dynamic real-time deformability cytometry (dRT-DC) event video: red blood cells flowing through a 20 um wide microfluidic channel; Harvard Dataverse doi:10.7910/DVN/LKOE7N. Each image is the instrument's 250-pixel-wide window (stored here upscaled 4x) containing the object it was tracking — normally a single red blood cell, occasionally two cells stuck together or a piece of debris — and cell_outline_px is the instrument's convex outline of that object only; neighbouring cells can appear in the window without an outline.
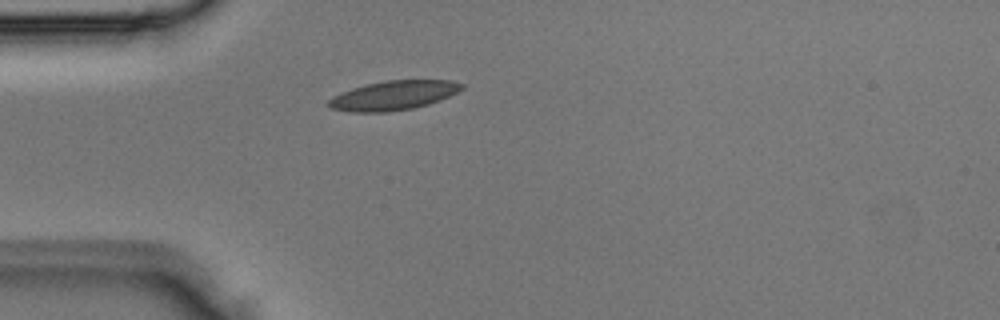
{"species": "Egyptian fruit bat (a non-hibernating species)", "species_latin": "Rousettus aegyptiacus", "temperature_condition": "room temperature", "stored_images_in_passage": 1, "camera_frame_rate_fps": 3000, "um_per_image_px": 0.085, "animal": {"sex": "male"}, "frame": {"image": 1, "passage_image": 1, "time_ms": 0.0, "image_size_px": [1000, 320], "cell_outline_px": [[464, 88], [440, 100], [428, 104], [412, 108], [388, 112], [348, 112], [332, 108], [324, 104], [332, 96], [352, 88], [384, 80], [448, 80], [464, 84]], "centroid_in_image_um": [33.4, 8.11], "position_along_channel_um": 51.6, "area_um2": 22.72}}